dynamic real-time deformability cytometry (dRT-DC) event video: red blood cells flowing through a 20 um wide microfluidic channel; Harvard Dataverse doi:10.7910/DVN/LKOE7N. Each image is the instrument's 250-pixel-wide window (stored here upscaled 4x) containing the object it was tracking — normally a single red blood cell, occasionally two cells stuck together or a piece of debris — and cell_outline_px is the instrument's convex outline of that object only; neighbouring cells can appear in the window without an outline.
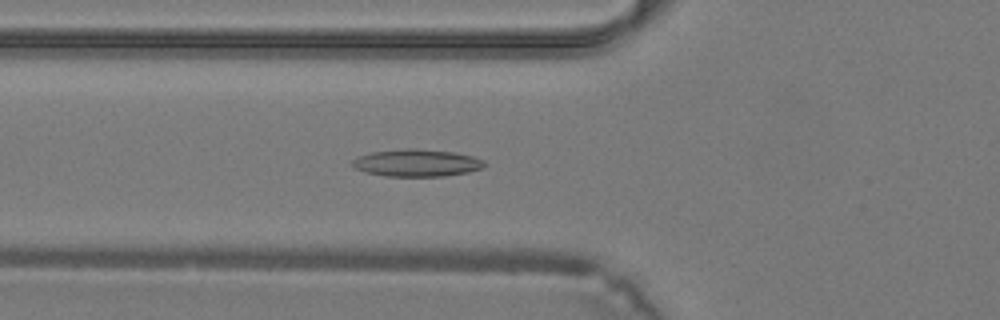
{"species": "common noctule bat (a hibernating species)", "species_latin": "Nyctalus noctula", "temperature_condition": "warm", "stored_images_in_passage": 40, "camera_frame_rate_fps": 3000, "um_per_image_px": 0.085, "animal": {"sex": "male", "body_mass_g": 19.2, "forearm_length_mm": 51.8}, "frame": {"image": 1, "passage_image": 15, "time_ms": 4.667, "image_size_px": [1000, 320], "cell_outline_px": [[484, 164], [480, 168], [468, 172], [444, 176], [388, 176], [364, 172], [356, 168], [352, 164], [352, 160], [360, 156], [372, 152], [408, 148], [416, 148], [456, 152], [472, 156], [484, 160]], "centroid_in_image_um": [35.42, 13.84], "position_along_channel_um": 90.4, "area_um2": 20.81}}
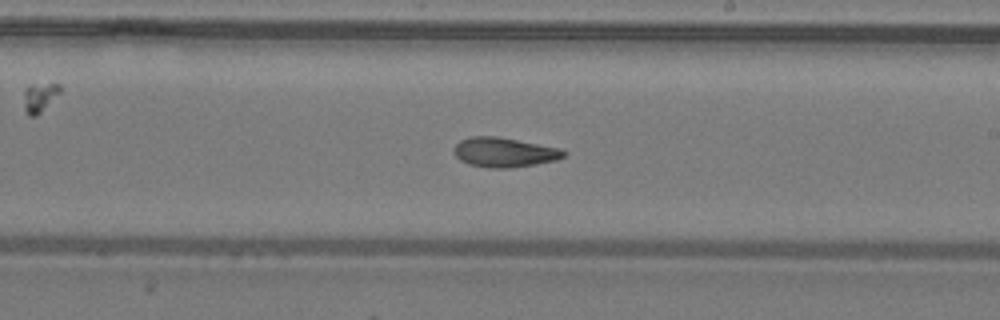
{"frame": {"image": 2, "passage_image": 24, "time_ms": 7.667, "image_size_px": [1000, 320], "cell_outline_px": [[568, 152], [564, 156], [556, 160], [536, 164], [508, 168], [488, 168], [468, 164], [460, 160], [456, 156], [456, 144], [460, 140], [472, 136], [496, 136], [560, 148]], "centroid_in_image_um": [42.88, 12.95], "position_along_channel_um": 246.1, "area_um2": 18.79}}
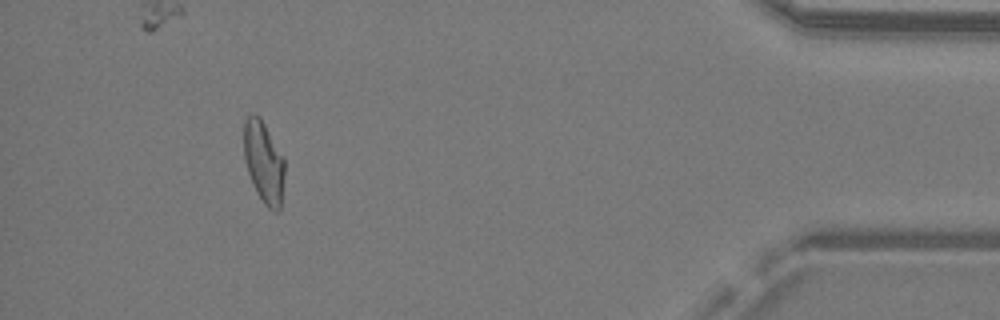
{"frame": {"image": 3, "passage_image": 37, "time_ms": 12.0, "image_size_px": [1000, 320], "cell_outline_px": [[284, 172], [280, 208], [276, 212], [268, 208], [264, 204], [256, 192], [252, 184], [248, 172], [244, 156], [244, 120], [252, 112], [260, 116], [284, 160]], "centroid_in_image_um": [22.39, 13.77], "position_along_channel_um": 412.8, "area_um2": 19.19}}